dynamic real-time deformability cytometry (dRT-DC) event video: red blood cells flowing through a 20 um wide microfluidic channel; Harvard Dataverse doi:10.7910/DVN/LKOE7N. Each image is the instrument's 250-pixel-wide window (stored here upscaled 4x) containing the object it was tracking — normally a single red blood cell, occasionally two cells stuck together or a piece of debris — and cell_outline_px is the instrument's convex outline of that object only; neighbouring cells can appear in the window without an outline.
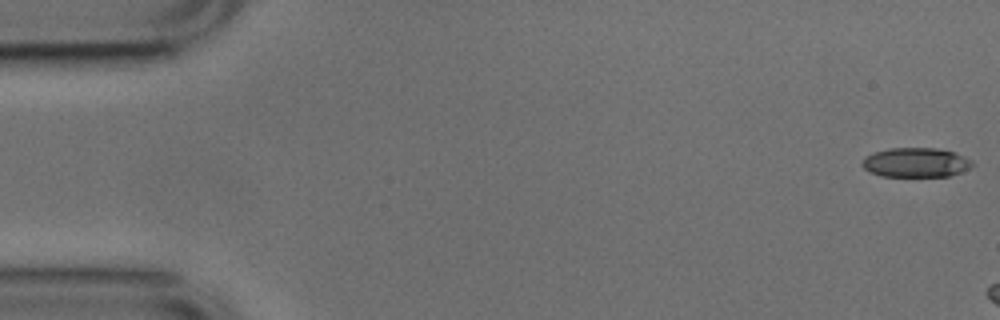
{"species": "common noctule bat (a hibernating species)", "species_latin": "Nyctalus noctula", "temperature_condition": "cold", "stored_images_in_passage": 9, "camera_frame_rate_fps": 3000, "um_per_image_px": 0.085, "animal": {"sex": "male", "body_mass_g": 17.9, "forearm_length_mm": 54.2}, "frame": {"image": 1, "passage_image": 1, "time_ms": 0.0, "image_size_px": [1000, 320], "cell_outline_px": [[972, 164], [968, 168], [960, 172], [948, 176], [880, 176], [864, 168], [860, 164], [864, 156], [872, 152], [892, 148], [936, 148], [952, 152], [964, 156], [972, 160]], "centroid_in_image_um": [77.79, 13.8], "position_along_channel_um": 7.2, "area_um2": 18.79}}